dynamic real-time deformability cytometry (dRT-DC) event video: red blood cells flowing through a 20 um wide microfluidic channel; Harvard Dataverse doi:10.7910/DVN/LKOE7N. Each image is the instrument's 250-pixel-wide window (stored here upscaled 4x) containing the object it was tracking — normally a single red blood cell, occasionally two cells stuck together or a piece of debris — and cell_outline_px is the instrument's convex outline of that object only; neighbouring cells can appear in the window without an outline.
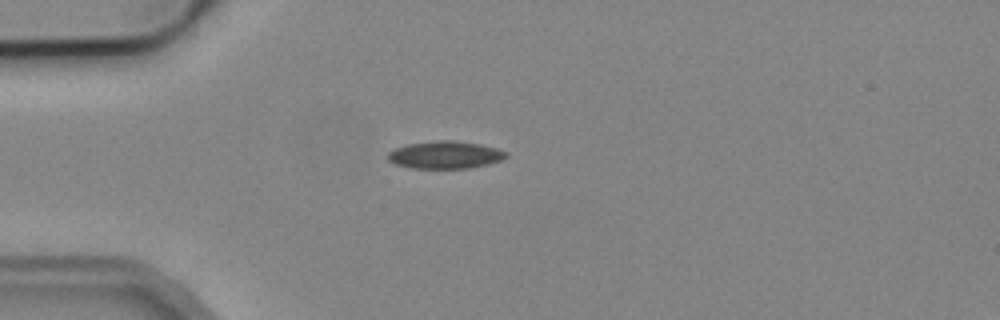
{"species": "common noctule bat (a hibernating species)", "species_latin": "Nyctalus noctula", "temperature_condition": "cold", "stored_images_in_passage": 1, "camera_frame_rate_fps": 3000, "um_per_image_px": 0.085, "animal": {"sex": "male", "body_mass_g": 19.2, "forearm_length_mm": 51.8}, "frame": {"image": 1, "passage_image": 1, "time_ms": 0.0, "image_size_px": [1000, 320], "cell_outline_px": [[508, 156], [500, 160], [488, 164], [468, 168], [412, 168], [396, 164], [388, 160], [388, 152], [396, 148], [408, 144], [440, 140], [456, 140], [480, 144], [496, 148], [508, 152]], "centroid_in_image_um": [37.86, 13.16], "position_along_channel_um": 47.1, "area_um2": 18.84}}